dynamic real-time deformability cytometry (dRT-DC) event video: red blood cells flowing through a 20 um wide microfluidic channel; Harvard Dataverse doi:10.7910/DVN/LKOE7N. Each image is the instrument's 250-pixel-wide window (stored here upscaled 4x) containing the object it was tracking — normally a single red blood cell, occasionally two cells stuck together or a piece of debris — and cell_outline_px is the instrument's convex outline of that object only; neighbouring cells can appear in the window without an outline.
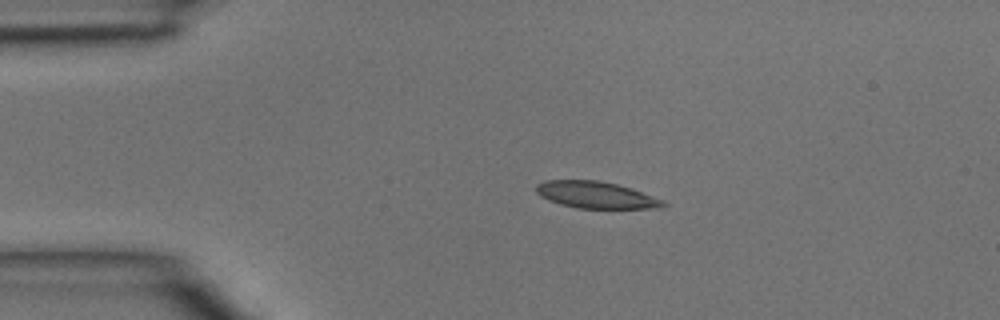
{"species": "common noctule bat (a hibernating species)", "species_latin": "Nyctalus noctula", "temperature_condition": "room temperature", "stored_images_in_passage": 4, "camera_frame_rate_fps": 3000, "um_per_image_px": 0.085, "animal": {"sex": "male", "body_mass_g": 15.6}, "frame": {"image": 1, "passage_image": 2, "time_ms": 0.333, "image_size_px": [1000, 320], "cell_outline_px": [[668, 204], [656, 208], [580, 208], [560, 204], [548, 200], [540, 196], [536, 192], [536, 184], [544, 180], [600, 180], [632, 188], [664, 200]], "centroid_in_image_um": [50.64, 16.56], "position_along_channel_um": 34.4, "area_um2": 19.83}}